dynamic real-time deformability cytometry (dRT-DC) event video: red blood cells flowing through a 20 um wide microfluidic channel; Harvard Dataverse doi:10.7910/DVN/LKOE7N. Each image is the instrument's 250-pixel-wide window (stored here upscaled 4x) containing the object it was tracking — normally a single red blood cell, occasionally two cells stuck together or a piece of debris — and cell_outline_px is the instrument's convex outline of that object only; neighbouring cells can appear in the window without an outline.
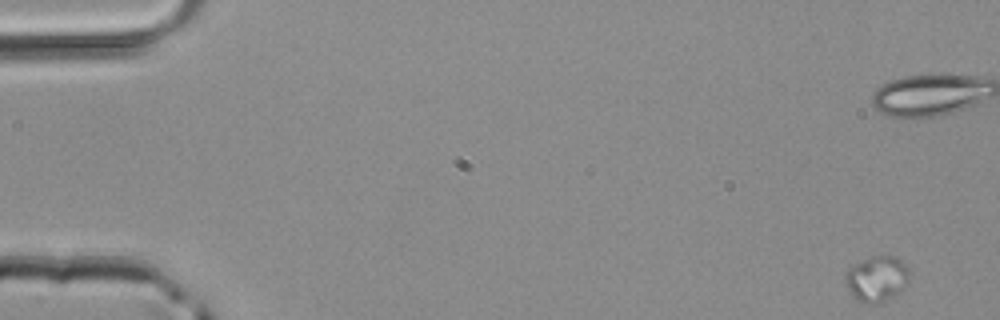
{"species": "common noctule bat (a hibernating species)", "species_latin": "Nyctalus noctula", "temperature_condition": "room temperature", "stored_images_in_passage": 4, "camera_frame_rate_fps": 3000, "um_per_image_px": 0.085, "animal": {"sex": "male", "body_mass_g": 20.4}, "frame": {"image": 1, "passage_image": 1, "time_ms": 0.0, "image_size_px": [1000, 320], "cell_outline_px": [[912, 272], [908, 284], [900, 292], [876, 304], [868, 304], [860, 300], [848, 288], [844, 280], [844, 276], [852, 264], [872, 256], [892, 256], [900, 260]], "centroid_in_image_um": [74.57, 23.67], "position_along_channel_um": 10.4, "area_um2": 16.94}}